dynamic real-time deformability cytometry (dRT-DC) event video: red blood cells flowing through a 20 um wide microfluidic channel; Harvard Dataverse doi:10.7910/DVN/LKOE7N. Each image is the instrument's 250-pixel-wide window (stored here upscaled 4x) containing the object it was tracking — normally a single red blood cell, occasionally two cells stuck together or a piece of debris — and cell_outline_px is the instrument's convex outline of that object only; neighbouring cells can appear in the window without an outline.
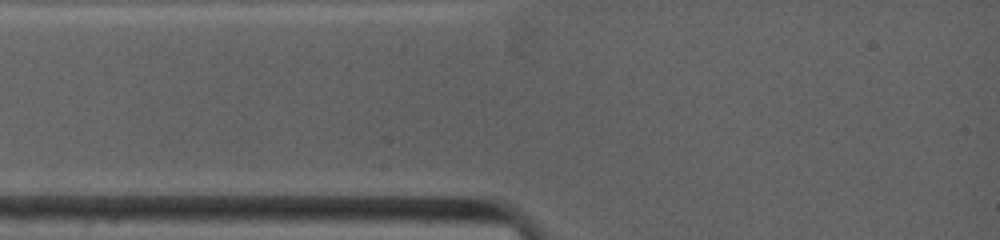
{"species": "common noctule bat (a hibernating species)", "species_latin": "Nyctalus noctula", "temperature_condition": "warm", "stored_images_in_passage": 1, "camera_frame_rate_fps": 4500, "um_per_image_px": 0.085, "animal": {"sex": "female", "body_mass_g": 19.0, "forearm_length_mm": 53.3}, "frame": {"image": 1, "passage_image": 1, "time_ms": 0.0, "image_size_px": [1000, 240], "cell_outline_px": [[888, 160], [868, 172], [848, 180], [804, 140], [812, 116], [856, 112], [880, 124], [888, 132]], "centroid_in_image_um": [72.16, 12.1], "position_along_channel_um": 12.8, "area_um2": 28.78}}